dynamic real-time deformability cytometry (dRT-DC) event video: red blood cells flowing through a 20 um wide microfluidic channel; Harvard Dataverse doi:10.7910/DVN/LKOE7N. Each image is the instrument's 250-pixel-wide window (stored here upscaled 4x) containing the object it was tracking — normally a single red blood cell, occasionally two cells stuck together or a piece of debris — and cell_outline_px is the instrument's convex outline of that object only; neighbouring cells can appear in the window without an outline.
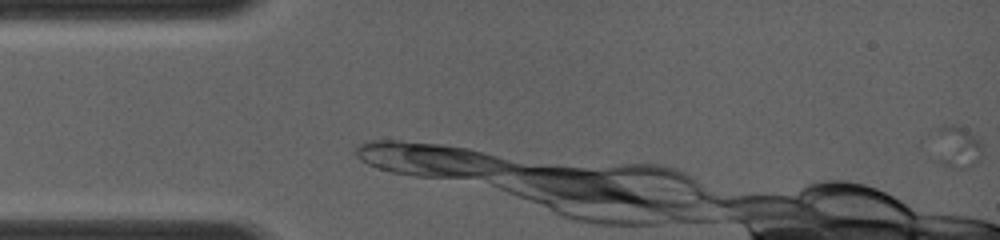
{"species": "common noctule bat (a hibernating species)", "species_latin": "Nyctalus noctula", "temperature_condition": "room temperature", "stored_images_in_passage": 8, "camera_frame_rate_fps": 4000, "um_per_image_px": 0.085, "animal": {"sex": "female", "body_mass_g": 19.0, "forearm_length_mm": 56.7}, "frame": {"image": 1, "passage_image": 1, "time_ms": 0.0, "image_size_px": [1000, 240], "cell_outline_px": [[980, 152], [976, 160], [968, 168], [952, 168], [944, 164], [920, 148], [920, 140], [928, 128], [952, 124], [956, 124], [964, 128], [980, 140]], "centroid_in_image_um": [80.87, 12.38], "position_along_channel_um": 4.1, "area_um2": 14.1}}